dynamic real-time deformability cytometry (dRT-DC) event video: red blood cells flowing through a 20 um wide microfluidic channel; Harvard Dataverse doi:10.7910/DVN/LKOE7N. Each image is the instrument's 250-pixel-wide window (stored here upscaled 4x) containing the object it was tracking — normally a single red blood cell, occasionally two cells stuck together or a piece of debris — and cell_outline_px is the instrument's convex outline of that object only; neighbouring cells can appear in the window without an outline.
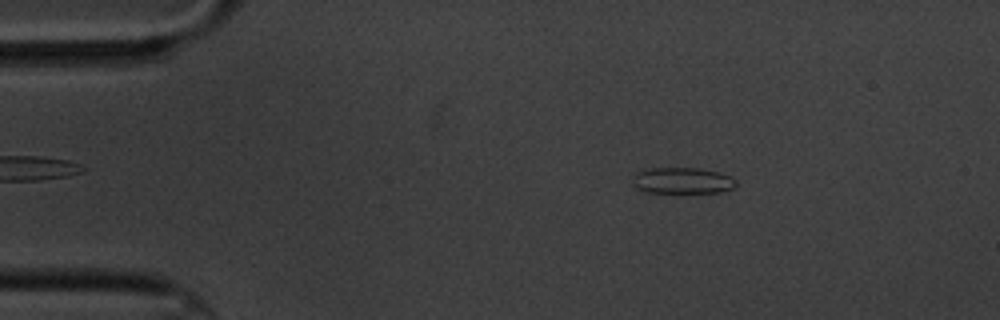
{"species": "common noctule bat (a hibernating species)", "species_latin": "Nyctalus noctula", "temperature_condition": "cold", "stored_images_in_passage": 4, "camera_frame_rate_fps": 3000, "um_per_image_px": 0.085, "animal": {"sex": "male", "body_mass_g": 20.1, "forearm_length_mm": 53.5}, "frame": {"image": 1, "passage_image": 2, "time_ms": 1.333, "image_size_px": [1000, 320], "cell_outline_px": [[736, 184], [732, 188], [720, 192], [676, 196], [648, 192], [636, 188], [636, 172], [648, 168], [700, 168], [716, 172], [728, 176], [736, 180]], "centroid_in_image_um": [58.02, 15.41], "position_along_channel_um": 27.0, "area_um2": 16.36}}